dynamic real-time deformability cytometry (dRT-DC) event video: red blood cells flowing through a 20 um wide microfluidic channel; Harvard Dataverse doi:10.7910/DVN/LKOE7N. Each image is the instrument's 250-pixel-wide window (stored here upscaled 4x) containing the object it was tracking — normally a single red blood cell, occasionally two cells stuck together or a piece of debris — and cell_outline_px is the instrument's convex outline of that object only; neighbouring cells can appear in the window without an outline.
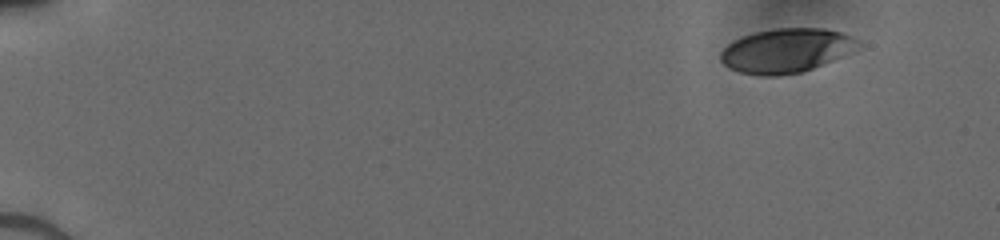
{"species": "human", "species_latin": "Homo sapiens", "temperature_condition": "cold", "stored_images_in_passage": 47, "camera_frame_rate_fps": 3000, "um_per_image_px": 0.085, "donor": {"sex": "male"}, "frame": {"image": 1, "passage_image": 1, "time_ms": 0.0, "image_size_px": [1000, 240], "cell_outline_px": [[860, 44], [852, 52], [812, 68], [800, 72], [776, 76], [764, 76], [740, 72], [728, 68], [720, 60], [720, 52], [732, 40], [756, 32], [780, 28], [824, 28], [840, 32], [852, 36]], "centroid_in_image_um": [66.8, 4.3], "position_along_channel_um": 18.2, "area_um2": 35.14}}
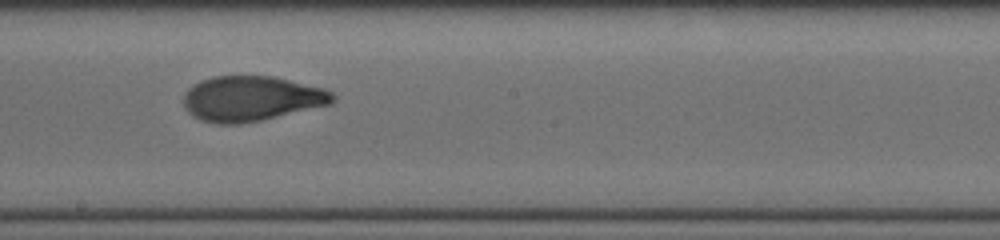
{"frame": {"image": 2, "passage_image": 27, "time_ms": 8.667, "image_size_px": [1000, 240], "cell_outline_px": [[336, 100], [332, 104], [260, 120], [240, 124], [216, 124], [200, 120], [192, 116], [184, 108], [184, 92], [188, 88], [200, 80], [212, 76], [272, 76], [324, 88], [332, 92], [336, 96]], "centroid_in_image_um": [21.35, 8.38], "position_along_channel_um": 226.8, "area_um2": 39.42}}
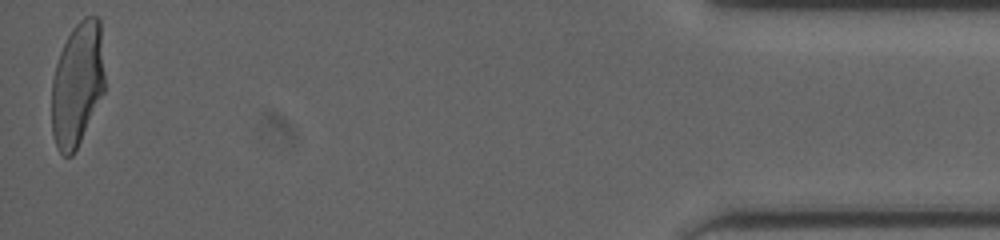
{"frame": {"image": 3, "passage_image": 47, "time_ms": 15.333, "image_size_px": [1000, 240], "cell_outline_px": [[104, 92], [72, 156], [64, 156], [60, 152], [56, 144], [52, 132], [52, 80], [56, 64], [60, 52], [72, 28], [84, 16], [96, 16], [100, 20], [104, 76]], "centroid_in_image_um": [6.57, 7.13], "position_along_channel_um": 428.6, "area_um2": 37.97}}